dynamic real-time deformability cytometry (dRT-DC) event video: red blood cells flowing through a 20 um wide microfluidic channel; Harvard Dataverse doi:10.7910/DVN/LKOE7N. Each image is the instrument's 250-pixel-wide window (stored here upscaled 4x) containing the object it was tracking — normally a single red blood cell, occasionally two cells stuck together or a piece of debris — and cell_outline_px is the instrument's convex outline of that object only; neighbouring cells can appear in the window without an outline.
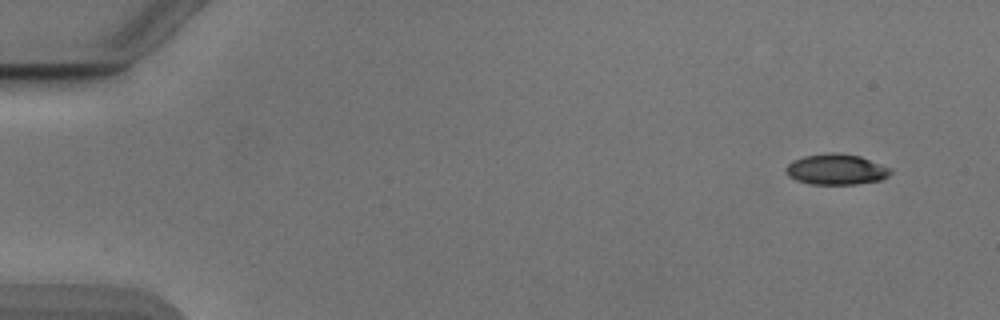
{"species": "Egyptian fruit bat (a non-hibernating species)", "species_latin": "Rousettus aegyptiacus", "temperature_condition": "cold", "stored_images_in_passage": 51, "segment_of_instrument_passage": [1, 2], "camera_frame_rate_fps": 3000, "um_per_image_px": 0.085, "animal": {"sex": "male"}, "frame": {"image": 1, "passage_image": 1, "time_ms": 0.0, "image_size_px": [1000, 320], "cell_outline_px": [[892, 172], [888, 176], [880, 180], [856, 184], [812, 184], [796, 180], [788, 176], [784, 172], [784, 168], [792, 160], [804, 156], [832, 152], [836, 152], [860, 156], [892, 168]], "centroid_in_image_um": [71.06, 14.39], "position_along_channel_um": 13.9, "area_um2": 18.84}}
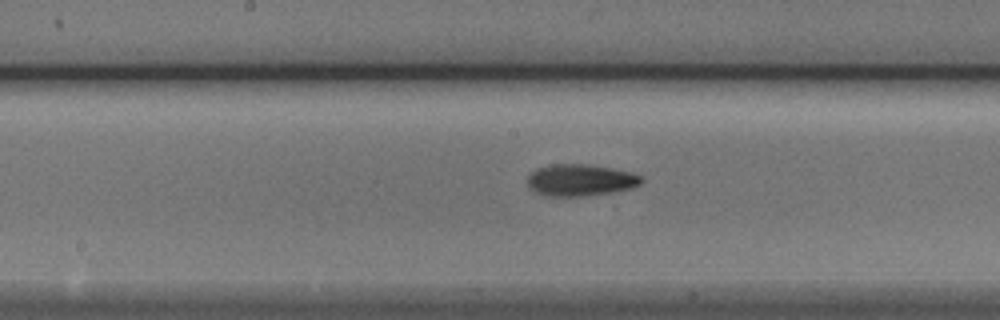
{"frame": {"image": 2, "passage_image": 25, "time_ms": 8.0, "image_size_px": [1000, 320], "cell_outline_px": [[644, 180], [640, 184], [632, 188], [612, 192], [580, 196], [544, 196], [532, 192], [528, 188], [528, 176], [536, 168], [552, 164], [588, 164], [612, 168], [632, 172], [640, 176]], "centroid_in_image_um": [49.3, 15.31], "position_along_channel_um": 198.9, "area_um2": 21.27}}
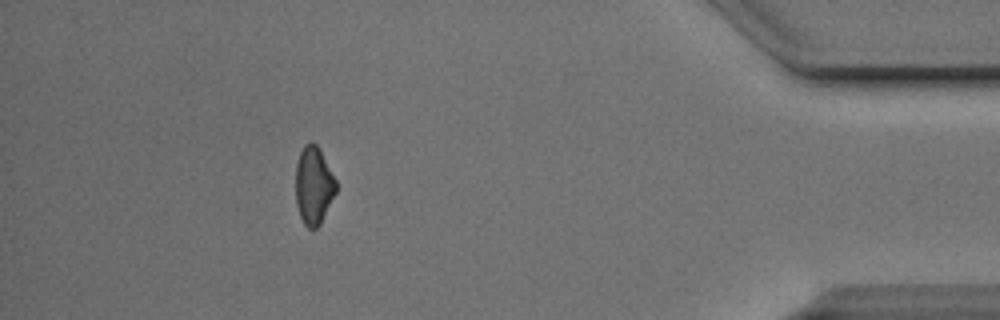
{"frame": {"image": 3, "passage_image": 45, "time_ms": 14.667, "image_size_px": [1000, 320], "cell_outline_px": [[336, 192], [320, 224], [316, 228], [308, 228], [304, 224], [300, 216], [296, 204], [296, 164], [300, 152], [304, 144], [312, 140], [320, 148], [336, 180]], "centroid_in_image_um": [26.66, 15.73], "position_along_channel_um": 408.5, "area_um2": 18.38}}